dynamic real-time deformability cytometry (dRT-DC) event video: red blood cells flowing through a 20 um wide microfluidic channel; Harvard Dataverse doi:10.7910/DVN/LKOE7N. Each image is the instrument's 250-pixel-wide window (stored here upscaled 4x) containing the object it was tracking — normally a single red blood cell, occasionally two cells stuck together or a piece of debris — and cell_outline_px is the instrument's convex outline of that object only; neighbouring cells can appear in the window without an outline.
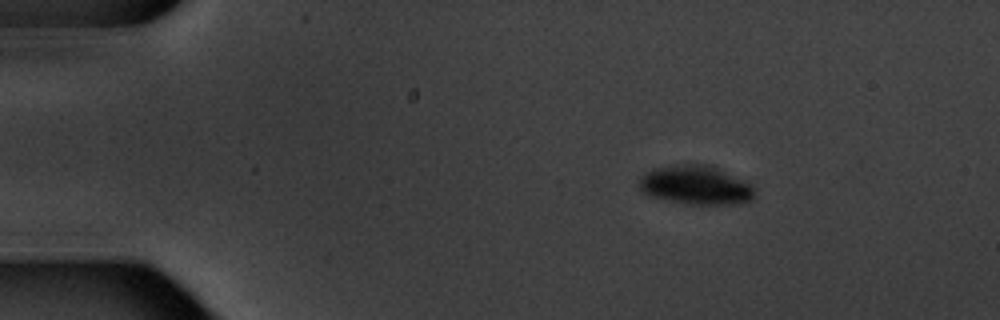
{"species": "common noctule bat (a hibernating species)", "species_latin": "Nyctalus noctula", "temperature_condition": "warm", "stored_images_in_passage": 13, "camera_frame_rate_fps": 3000, "um_per_image_px": 0.085, "animal": {"sex": "male", "body_mass_g": 20.1, "forearm_length_mm": 53.5}, "frame": {"image": 1, "passage_image": 1, "time_ms": 0.0, "image_size_px": [1000, 320], "cell_outline_px": [[756, 192], [752, 200], [740, 204], [688, 204], [656, 196], [644, 192], [640, 188], [640, 176], [652, 168], [676, 164], [712, 164], [756, 188]], "centroid_in_image_um": [59.19, 15.71], "position_along_channel_um": 25.8, "area_um2": 26.07}}
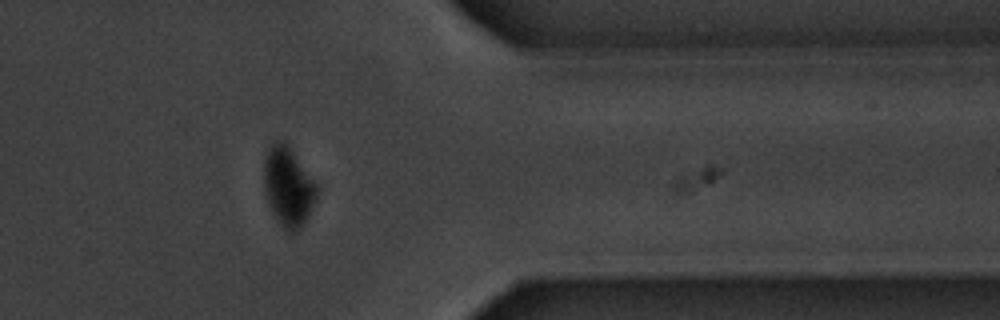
{"frame": {"image": 2, "passage_image": 11, "time_ms": 13.0, "image_size_px": [1000, 320], "cell_outline_px": [[320, 188], [316, 200], [304, 224], [296, 232], [288, 232], [276, 220], [268, 204], [264, 192], [264, 156], [268, 148], [276, 140], [284, 140], [288, 144]], "centroid_in_image_um": [24.5, 15.86], "position_along_channel_um": 386.9, "area_um2": 24.85}}
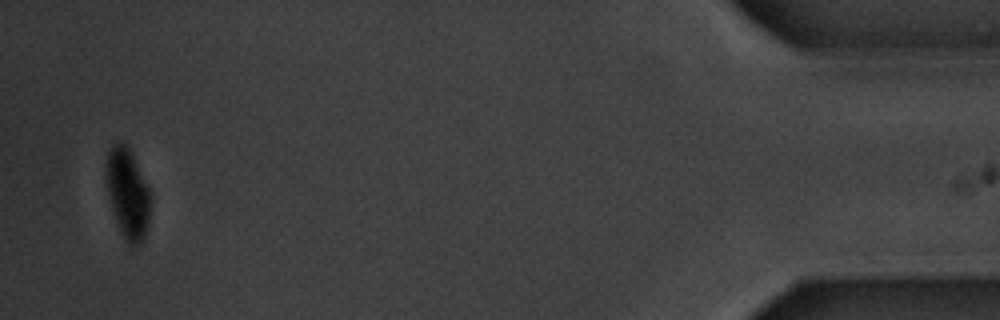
{"frame": {"image": 3, "passage_image": 13, "time_ms": 16.0, "image_size_px": [1000, 320], "cell_outline_px": [[152, 204], [148, 224], [144, 236], [140, 244], [132, 248], [128, 244], [120, 232], [108, 196], [104, 164], [108, 152], [112, 144], [116, 140], [124, 140], [128, 144], [148, 188]], "centroid_in_image_um": [10.84, 16.4], "position_along_channel_um": 424.4, "area_um2": 23.81}, "authors_computed_cell_mechanics": {"area_um2": 28.1486, "velocity_mm_per_s": 3.4482, "shape_relaxation_time_tau1_ms": 3.8693, "shape_relaxation_time_tau2_ms": 3.842, "deformation_change_tau1": 0.0869, "deformation_change_tau2": 0.0132}}